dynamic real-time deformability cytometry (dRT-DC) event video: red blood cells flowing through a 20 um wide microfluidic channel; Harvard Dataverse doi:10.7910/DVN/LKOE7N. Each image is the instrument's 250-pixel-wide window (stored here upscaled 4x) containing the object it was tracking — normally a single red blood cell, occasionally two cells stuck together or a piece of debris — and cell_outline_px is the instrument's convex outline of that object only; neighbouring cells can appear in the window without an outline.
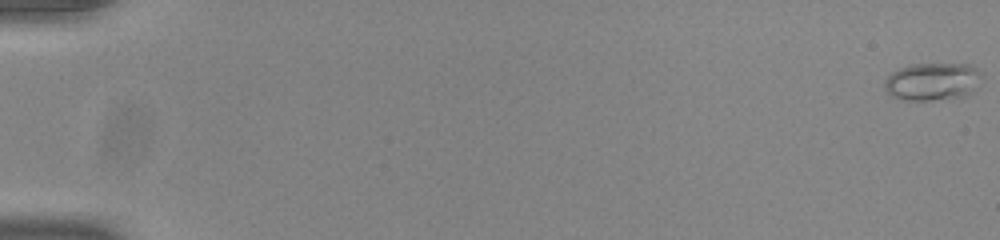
{"species": "common noctule bat (a hibernating species)", "species_latin": "Nyctalus noctula", "temperature_condition": "room temperature", "stored_images_in_passage": 55, "camera_frame_rate_fps": 3000, "um_per_image_px": 0.085, "animal": {"sex": "male", "body_mass_g": 20.0, "forearm_length_mm": 53.3}, "frame": {"image": 1, "passage_image": 1, "time_ms": 0.0, "image_size_px": [1000, 240], "cell_outline_px": [[984, 76], [976, 88], [968, 96], [932, 100], [908, 100], [892, 96], [884, 88], [884, 80], [892, 72], [900, 68], [912, 64], [968, 64], [976, 68]], "centroid_in_image_um": [79.3, 6.93], "position_along_channel_um": 5.7, "area_um2": 21.5}}
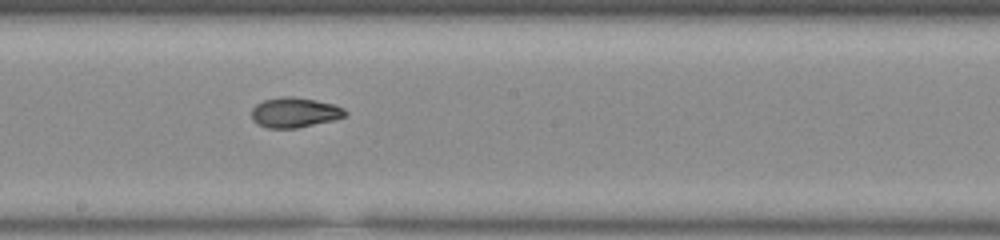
{"frame": {"image": 2, "passage_image": 32, "time_ms": 10.333, "image_size_px": [1000, 240], "cell_outline_px": [[348, 116], [336, 120], [296, 128], [268, 128], [256, 124], [252, 120], [252, 108], [256, 104], [264, 100], [280, 96], [292, 96], [316, 100], [336, 104], [344, 108], [348, 112]], "centroid_in_image_um": [25.09, 9.56], "position_along_channel_um": 223.1, "area_um2": 16.76}}
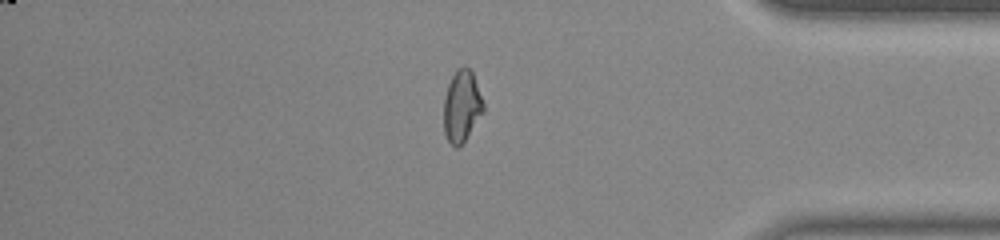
{"frame": {"image": 3, "passage_image": 47, "time_ms": 15.333, "image_size_px": [1000, 240], "cell_outline_px": [[484, 112], [460, 148], [456, 148], [448, 140], [444, 132], [444, 96], [448, 84], [456, 68], [464, 64], [472, 72], [484, 104]], "centroid_in_image_um": [39.25, 9.03], "position_along_channel_um": 396.0, "area_um2": 16.7}}